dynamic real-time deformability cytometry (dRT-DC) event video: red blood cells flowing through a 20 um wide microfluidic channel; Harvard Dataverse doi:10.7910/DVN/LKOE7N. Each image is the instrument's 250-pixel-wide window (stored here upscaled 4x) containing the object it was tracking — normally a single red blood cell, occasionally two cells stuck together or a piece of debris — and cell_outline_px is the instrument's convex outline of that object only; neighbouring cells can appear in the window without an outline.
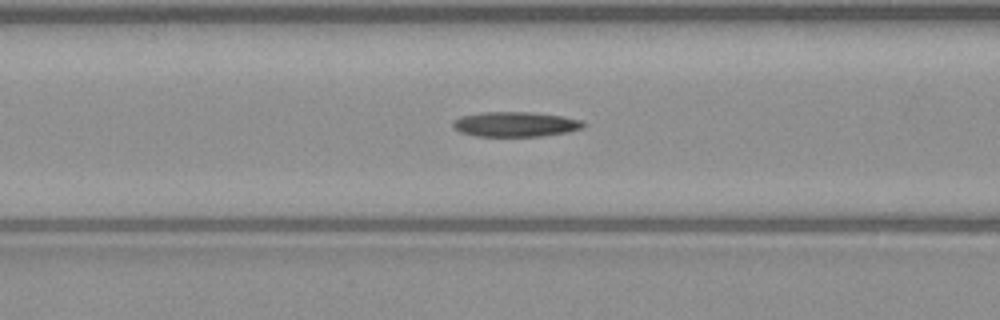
{"species": "common noctule bat (a hibernating species)", "species_latin": "Nyctalus noctula", "temperature_condition": "warm", "stored_images_in_passage": 47, "camera_frame_rate_fps": 3000, "um_per_image_px": 0.085, "animal": {"sex": "male", "body_mass_g": 23.1, "forearm_length_mm": 52.7}, "frame": {"image": 1, "passage_image": 21, "time_ms": 6.667, "image_size_px": [1000, 320], "cell_outline_px": [[588, 124], [584, 128], [568, 132], [540, 136], [476, 136], [460, 132], [452, 128], [452, 124], [460, 116], [480, 112], [532, 112], [564, 116], [580, 120]], "centroid_in_image_um": [43.83, 10.56], "position_along_channel_um": 122.8, "area_um2": 19.13}}
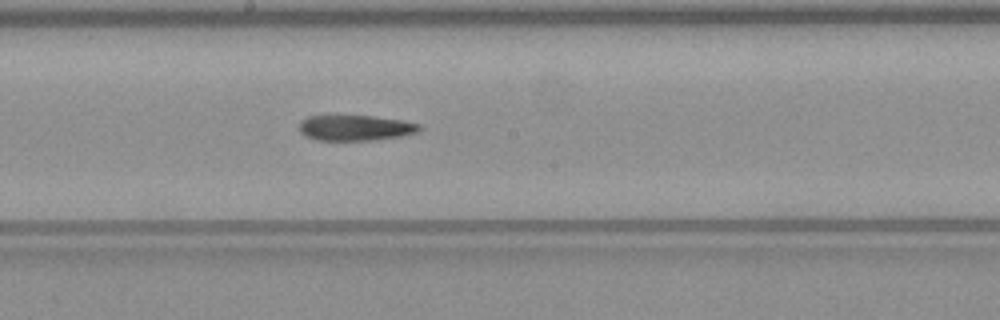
{"frame": {"image": 2, "passage_image": 28, "time_ms": 9.0, "image_size_px": [1000, 320], "cell_outline_px": [[424, 128], [420, 132], [400, 136], [372, 140], [316, 140], [304, 136], [300, 132], [300, 120], [308, 116], [372, 116], [404, 120], [420, 124]], "centroid_in_image_um": [30.24, 10.87], "position_along_channel_um": 218.0, "area_um2": 18.03}}
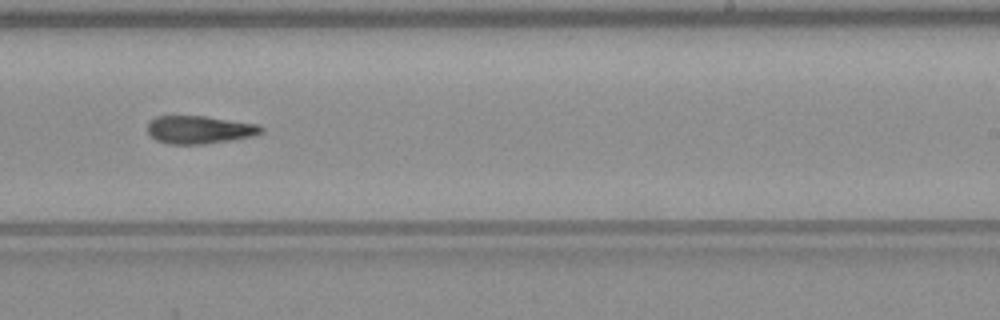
{"frame": {"image": 3, "passage_image": 32, "time_ms": 10.333, "image_size_px": [1000, 320], "cell_outline_px": [[264, 132], [252, 136], [204, 144], [168, 144], [156, 140], [148, 132], [148, 124], [156, 116], [204, 116], [260, 124], [264, 128]], "centroid_in_image_um": [16.98, 11.02], "position_along_channel_um": 272.0, "area_um2": 18.44}}